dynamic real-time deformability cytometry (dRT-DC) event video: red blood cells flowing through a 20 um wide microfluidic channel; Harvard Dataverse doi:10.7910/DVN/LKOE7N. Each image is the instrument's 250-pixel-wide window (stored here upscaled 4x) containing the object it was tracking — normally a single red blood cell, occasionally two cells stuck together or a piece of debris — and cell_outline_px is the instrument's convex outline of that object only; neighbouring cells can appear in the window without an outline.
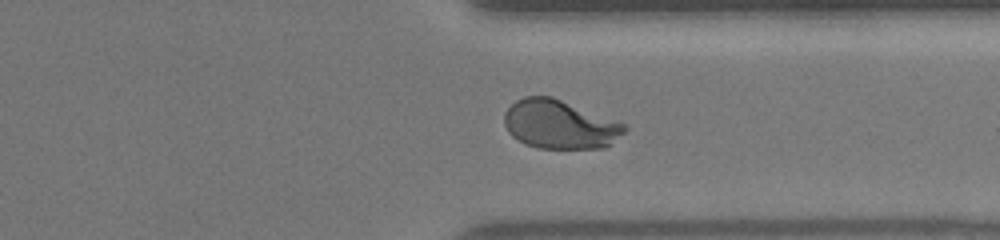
{"species": "human", "species_latin": "Homo sapiens", "temperature_condition": "warm", "stored_images_in_passage": 41, "camera_frame_rate_fps": 3000, "um_per_image_px": 0.085, "donor": {"sex": "female"}, "frame": {"image": 1, "passage_image": 35, "time_ms": 11.333, "image_size_px": [1000, 240], "cell_outline_px": [[628, 128], [624, 132], [604, 148], [540, 148], [528, 144], [512, 136], [508, 132], [504, 124], [504, 112], [516, 100], [524, 96], [552, 96], [624, 124]], "centroid_in_image_um": [47.53, 10.57], "position_along_channel_um": 363.9, "area_um2": 33.7}}